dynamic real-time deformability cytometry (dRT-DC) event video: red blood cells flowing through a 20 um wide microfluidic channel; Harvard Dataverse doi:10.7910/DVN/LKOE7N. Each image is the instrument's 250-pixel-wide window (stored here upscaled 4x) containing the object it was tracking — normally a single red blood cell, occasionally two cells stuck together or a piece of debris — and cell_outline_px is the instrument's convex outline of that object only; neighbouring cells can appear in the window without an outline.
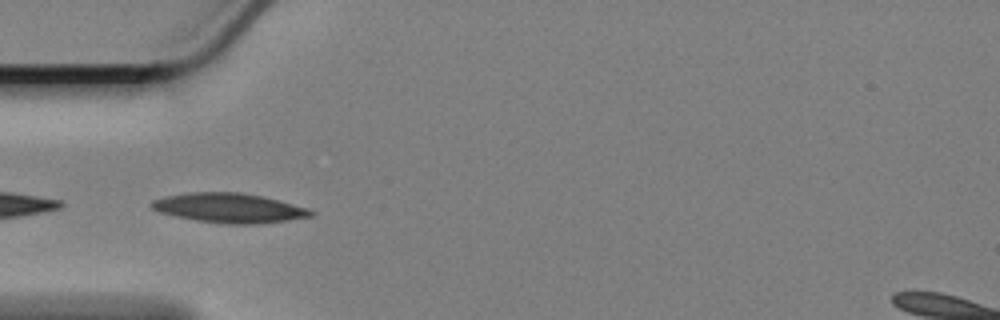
{"species": "Egyptian fruit bat (a non-hibernating species)", "species_latin": "Rousettus aegyptiacus", "temperature_condition": "cold", "stored_images_in_passage": 4, "camera_frame_rate_fps": 3000, "um_per_image_px": 0.085, "animal": {"sex": "female"}, "frame": {"image": 1, "passage_image": 1, "time_ms": 0.0, "image_size_px": [1000, 320], "cell_outline_px": [[316, 212], [312, 216], [288, 220], [256, 224], [228, 224], [196, 220], [176, 216], [160, 212], [152, 208], [148, 204], [152, 200], [164, 196], [188, 192], [244, 192], [264, 196], [280, 200], [308, 208]], "centroid_in_image_um": [19.49, 17.66], "position_along_channel_um": 65.5, "area_um2": 27.63}}